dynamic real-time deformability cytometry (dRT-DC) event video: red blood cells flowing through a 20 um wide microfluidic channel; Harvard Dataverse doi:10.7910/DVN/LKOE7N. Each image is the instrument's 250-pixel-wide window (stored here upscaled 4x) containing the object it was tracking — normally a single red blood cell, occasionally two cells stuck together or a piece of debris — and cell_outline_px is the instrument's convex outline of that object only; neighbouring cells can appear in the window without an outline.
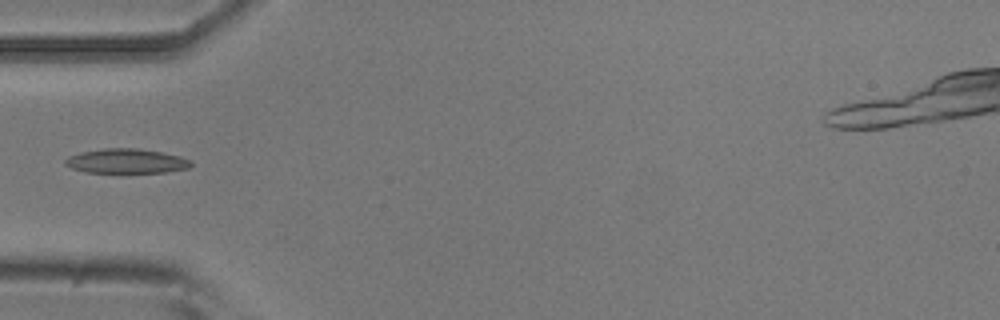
{"species": "common noctule bat (a hibernating species)", "species_latin": "Nyctalus noctula", "temperature_condition": "room temperature", "stored_images_in_passage": 3, "camera_frame_rate_fps": 3000, "um_per_image_px": 0.085, "animal": {"sex": "male", "body_mass_g": 20.5, "forearm_length_mm": 52.5}, "frame": {"image": 1, "passage_image": 1, "time_ms": 0.0, "image_size_px": [1000, 320], "cell_outline_px": [[192, 164], [188, 168], [164, 172], [84, 172], [72, 168], [64, 164], [64, 160], [68, 156], [80, 152], [104, 148], [136, 148], [160, 152], [180, 156], [192, 160]], "centroid_in_image_um": [10.71, 13.68], "position_along_channel_um": 74.3, "area_um2": 17.92}}
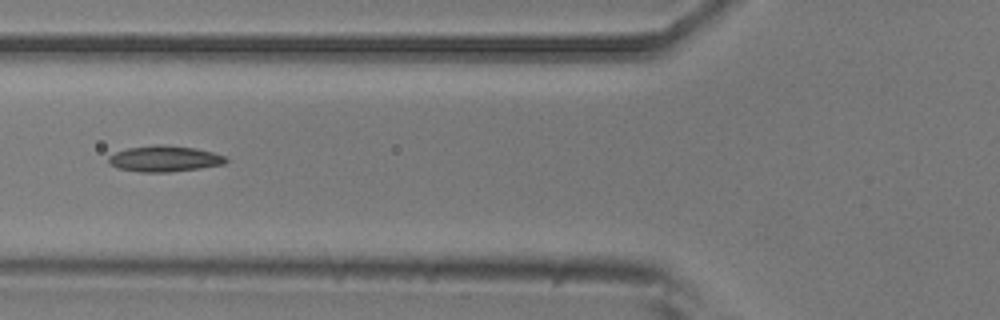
{"frame": {"image": 2, "passage_image": 2, "time_ms": 1.0, "image_size_px": [1000, 320], "cell_outline_px": [[228, 160], [224, 164], [200, 168], [168, 172], [140, 172], [120, 168], [108, 164], [108, 156], [116, 152], [128, 148], [156, 144], [160, 144], [196, 148], [212, 152], [224, 156]], "centroid_in_image_um": [13.97, 13.49], "position_along_channel_um": 111.8, "area_um2": 17.69}}
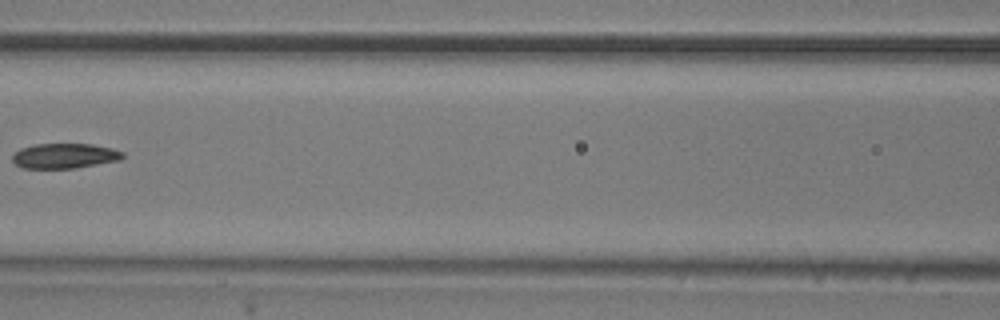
{"frame": {"image": 3, "passage_image": 3, "time_ms": 2.333, "image_size_px": [1000, 320], "cell_outline_px": [[124, 156], [120, 160], [76, 168], [24, 168], [16, 164], [12, 160], [12, 156], [20, 148], [36, 144], [92, 144], [112, 148], [124, 152]], "centroid_in_image_um": [5.51, 13.24], "position_along_channel_um": 161.1, "area_um2": 16.07}}